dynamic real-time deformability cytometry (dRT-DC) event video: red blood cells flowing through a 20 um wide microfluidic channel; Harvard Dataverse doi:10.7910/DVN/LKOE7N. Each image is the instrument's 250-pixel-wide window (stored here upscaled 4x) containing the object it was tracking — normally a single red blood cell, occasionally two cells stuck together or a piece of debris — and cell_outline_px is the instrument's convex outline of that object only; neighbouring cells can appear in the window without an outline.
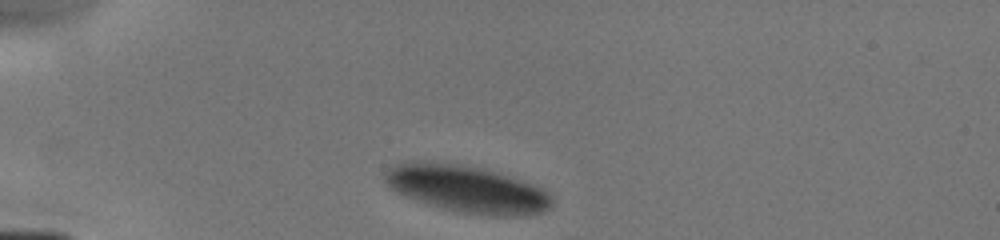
{"species": "human", "species_latin": "Homo sapiens", "temperature_condition": "cold", "stored_images_in_passage": 3, "camera_frame_rate_fps": 3000, "um_per_image_px": 0.085, "donor": {"sex": "male"}, "frame": {"image": 1, "passage_image": 1, "time_ms": 0.0, "image_size_px": [1000, 240], "cell_outline_px": [[552, 204], [544, 212], [528, 216], [492, 216], [456, 212], [428, 204], [396, 192], [384, 180], [384, 172], [396, 164], [412, 160], [452, 164], [476, 168], [508, 176], [532, 184], [548, 192], [552, 196]], "centroid_in_image_um": [39.7, 16.1], "position_along_channel_um": 45.3, "area_um2": 45.37}}